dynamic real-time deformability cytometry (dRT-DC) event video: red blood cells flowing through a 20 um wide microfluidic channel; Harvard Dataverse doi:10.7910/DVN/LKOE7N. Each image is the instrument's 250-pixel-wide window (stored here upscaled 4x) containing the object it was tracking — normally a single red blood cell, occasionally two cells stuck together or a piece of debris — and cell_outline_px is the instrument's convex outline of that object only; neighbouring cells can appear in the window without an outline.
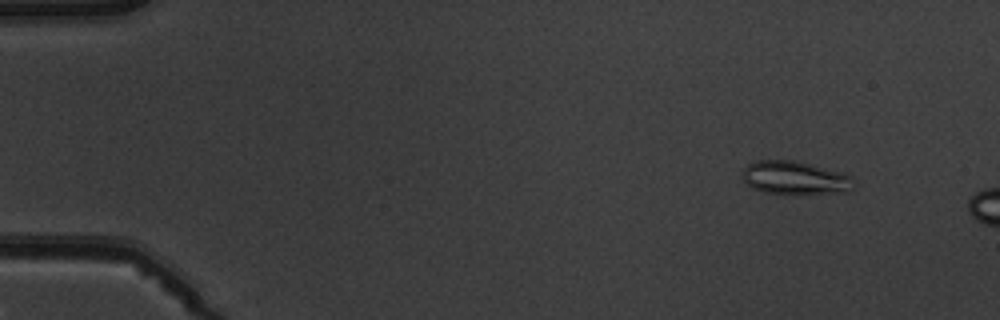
{"species": "common noctule bat (a hibernating species)", "species_latin": "Nyctalus noctula", "temperature_condition": "warm", "stored_images_in_passage": 3, "camera_frame_rate_fps": 3000, "um_per_image_px": 0.085, "animal": {"sex": "male", "body_mass_g": 19.5, "forearm_length_mm": 54.6}, "frame": {"image": 1, "passage_image": 1, "time_ms": 0.0, "image_size_px": [1000, 320], "cell_outline_px": [[856, 184], [848, 192], [796, 196], [764, 192], [752, 188], [744, 180], [744, 168], [748, 164], [756, 160], [792, 160], [844, 172], [852, 176], [856, 180]], "centroid_in_image_um": [67.66, 15.16], "position_along_channel_um": 17.3, "area_um2": 22.37}}